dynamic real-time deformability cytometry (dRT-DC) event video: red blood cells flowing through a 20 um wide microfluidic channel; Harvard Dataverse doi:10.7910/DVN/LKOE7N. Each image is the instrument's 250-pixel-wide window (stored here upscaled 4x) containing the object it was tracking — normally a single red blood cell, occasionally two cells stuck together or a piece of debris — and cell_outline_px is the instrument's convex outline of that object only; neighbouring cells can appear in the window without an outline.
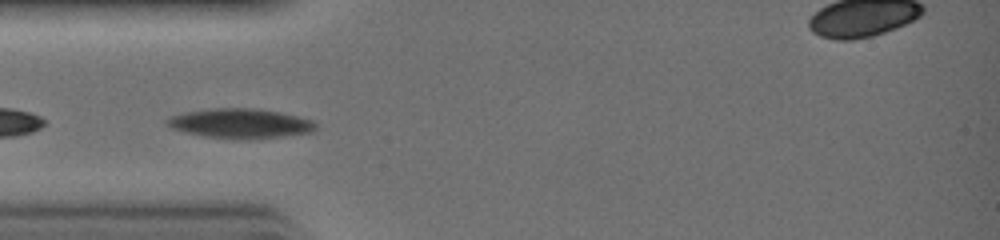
{"species": "common noctule bat (a hibernating species)", "species_latin": "Nyctalus noctula", "temperature_condition": "warm", "stored_images_in_passage": 11, "camera_frame_rate_fps": 3000, "um_per_image_px": 0.085, "animal": {"sex": "female", "body_mass_g": 19.0, "forearm_length_mm": 51.5}, "frame": {"image": 1, "passage_image": 5, "time_ms": 1.333, "image_size_px": [1000, 240], "cell_outline_px": [[316, 128], [312, 132], [256, 140], [208, 136], [184, 132], [172, 128], [164, 124], [164, 120], [172, 116], [184, 112], [212, 108], [252, 108], [280, 112], [312, 120], [316, 124]], "centroid_in_image_um": [20.42, 10.49], "position_along_channel_um": 64.6, "area_um2": 25.66}}